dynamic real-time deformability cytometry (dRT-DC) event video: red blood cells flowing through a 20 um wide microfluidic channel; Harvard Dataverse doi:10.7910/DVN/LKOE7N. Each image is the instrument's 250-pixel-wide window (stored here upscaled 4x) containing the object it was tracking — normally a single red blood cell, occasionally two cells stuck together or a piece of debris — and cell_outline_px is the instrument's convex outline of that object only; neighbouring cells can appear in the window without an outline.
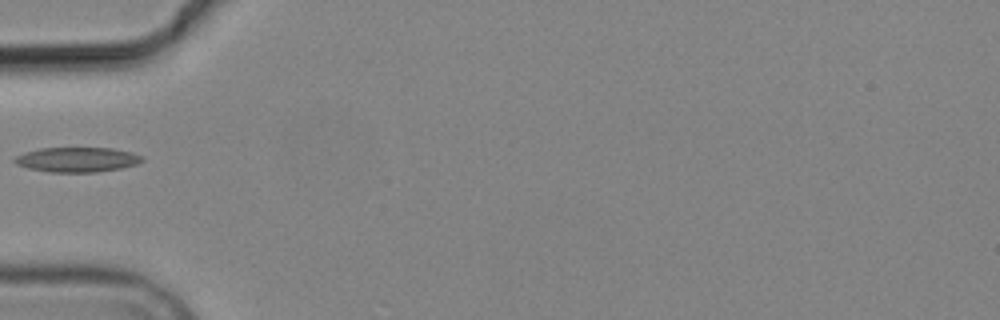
{"species": "common noctule bat (a hibernating species)", "species_latin": "Nyctalus noctula", "temperature_condition": "cold", "stored_images_in_passage": 2, "camera_frame_rate_fps": 3000, "um_per_image_px": 0.085, "animal": {"sex": "male", "body_mass_g": 19.2, "forearm_length_mm": 51.8}, "frame": {"image": 1, "passage_image": 1, "time_ms": 0.0, "image_size_px": [1000, 320], "cell_outline_px": [[144, 160], [136, 164], [120, 168], [96, 172], [48, 172], [28, 168], [16, 164], [12, 160], [16, 156], [24, 152], [40, 148], [112, 148], [132, 152], [144, 156]], "centroid_in_image_um": [6.55, 13.56], "position_along_channel_um": 78.5, "area_um2": 18.5}}
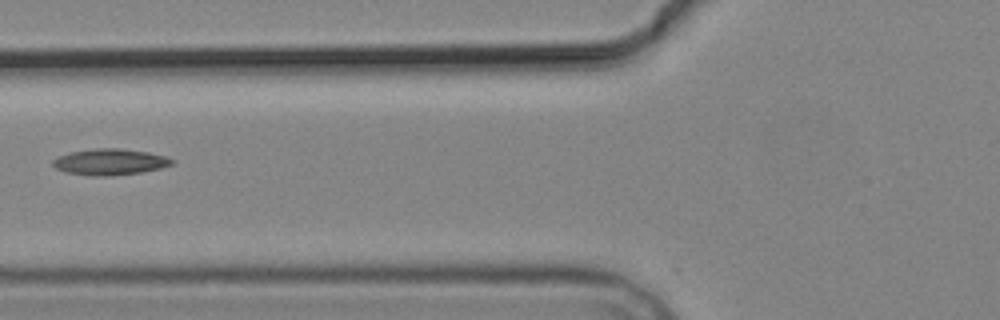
{"frame": {"image": 2, "passage_image": 2, "time_ms": 1.0, "image_size_px": [1000, 320], "cell_outline_px": [[176, 160], [172, 164], [160, 168], [140, 172], [108, 176], [88, 176], [64, 172], [56, 168], [52, 164], [52, 160], [60, 156], [72, 152], [96, 148], [120, 148], [148, 152], [168, 156]], "centroid_in_image_um": [9.36, 13.76], "position_along_channel_um": 116.4, "area_um2": 18.21}}